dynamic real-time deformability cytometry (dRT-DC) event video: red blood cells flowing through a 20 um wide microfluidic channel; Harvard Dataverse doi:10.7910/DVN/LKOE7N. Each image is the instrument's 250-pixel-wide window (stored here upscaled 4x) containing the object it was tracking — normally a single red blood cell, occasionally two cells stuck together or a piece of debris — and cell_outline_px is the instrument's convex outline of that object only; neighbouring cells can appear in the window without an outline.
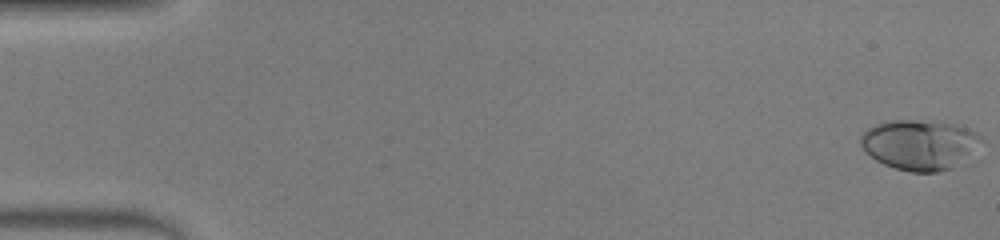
{"species": "human", "species_latin": "Homo sapiens", "temperature_condition": "warm", "stored_images_in_passage": 49, "camera_frame_rate_fps": 3000, "um_per_image_px": 0.085, "donor": {"sex": "male"}, "frame": {"image": 1, "passage_image": 1, "time_ms": 0.0, "image_size_px": [1000, 240], "cell_outline_px": [[984, 140], [952, 168], [936, 172], [912, 172], [896, 168], [884, 164], [876, 160], [860, 144], [860, 136], [868, 128], [876, 124], [892, 120], [912, 120], [952, 124], [968, 128], [976, 132]], "centroid_in_image_um": [78.14, 12.29], "position_along_channel_um": 6.9, "area_um2": 34.51}}
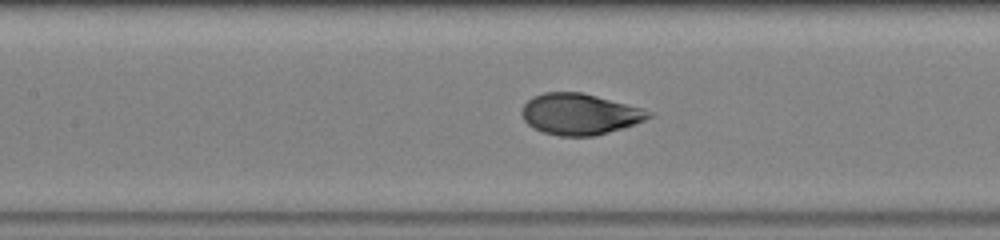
{"frame": {"image": 2, "passage_image": 23, "time_ms": 7.333, "image_size_px": [1000, 240], "cell_outline_px": [[652, 116], [644, 120], [596, 136], [560, 136], [544, 132], [532, 128], [524, 120], [520, 112], [524, 104], [532, 96], [544, 92], [580, 92], [596, 96], [640, 108], [652, 112]], "centroid_in_image_um": [49.2, 9.7], "position_along_channel_um": 158.2, "area_um2": 30.06}}
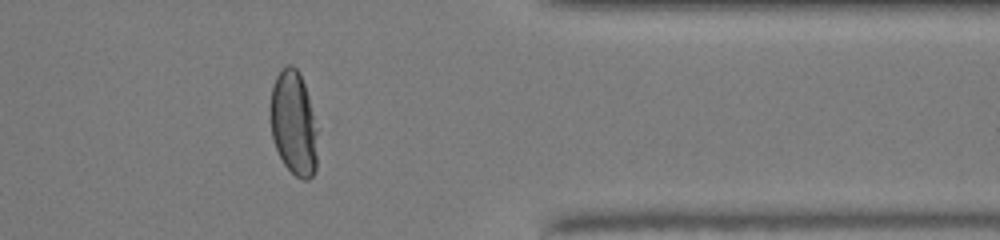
{"frame": {"image": 3, "passage_image": 40, "time_ms": 13.0, "image_size_px": [1000, 240], "cell_outline_px": [[316, 168], [312, 176], [308, 180], [304, 180], [296, 176], [284, 164], [276, 148], [272, 136], [268, 116], [268, 108], [272, 88], [276, 76], [280, 68], [288, 64], [292, 64], [300, 72], [308, 96], [312, 112], [316, 132]], "centroid_in_image_um": [24.91, 10.43], "position_along_channel_um": 386.5, "area_um2": 28.84}, "authors_computed_cell_mechanics": {"area_um2": 31.0386, "velocity_mm_per_s": 4.291, "shape_relaxation_time_tau1_ms": 5.5953, "shape_relaxation_time_tau2_ms": null, "deformation_change_tau1": 0.2671, "deformation_change_tau2": null}}